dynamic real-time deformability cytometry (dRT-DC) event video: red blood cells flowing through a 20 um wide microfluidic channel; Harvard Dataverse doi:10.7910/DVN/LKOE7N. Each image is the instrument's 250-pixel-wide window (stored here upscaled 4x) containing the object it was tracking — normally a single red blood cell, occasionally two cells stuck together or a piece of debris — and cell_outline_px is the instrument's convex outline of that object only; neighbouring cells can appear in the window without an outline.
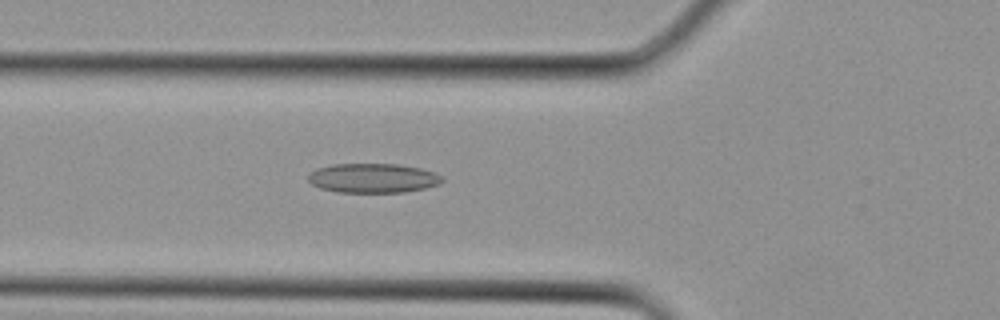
{"species": "Egyptian fruit bat (a non-hibernating species)", "species_latin": "Rousettus aegyptiacus", "temperature_condition": "cold", "stored_images_in_passage": 15, "camera_frame_rate_fps": 3000, "um_per_image_px": 0.085, "animal": {"sex": "female"}, "frame": {"image": 1, "passage_image": 11, "time_ms": 3.333, "image_size_px": [1000, 320], "cell_outline_px": [[444, 180], [440, 184], [424, 188], [404, 192], [336, 192], [320, 188], [312, 184], [308, 180], [308, 176], [316, 168], [332, 164], [400, 164], [420, 168], [444, 176]], "centroid_in_image_um": [31.71, 15.14], "position_along_channel_um": 94.1, "area_um2": 23.0}}
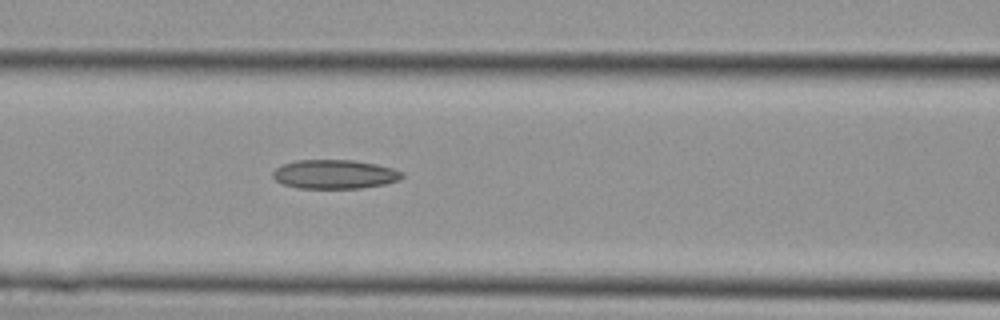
{"frame": {"image": 2, "passage_image": 13, "time_ms": 4.0, "image_size_px": [1000, 320], "cell_outline_px": [[404, 176], [396, 180], [384, 184], [360, 188], [296, 188], [284, 184], [276, 180], [272, 176], [272, 172], [276, 168], [284, 164], [296, 160], [356, 160], [376, 164], [392, 168], [404, 172]], "centroid_in_image_um": [28.44, 14.8], "position_along_channel_um": 138.2, "area_um2": 21.79}}
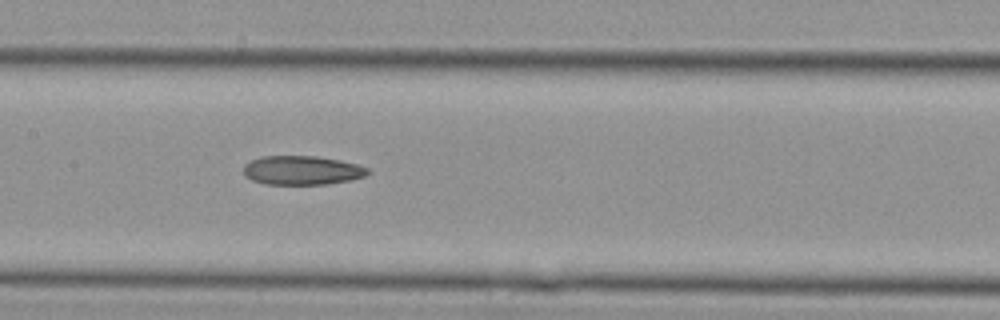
{"frame": {"image": 3, "passage_image": 15, "time_ms": 4.667, "image_size_px": [1000, 320], "cell_outline_px": [[372, 172], [364, 176], [352, 180], [328, 184], [264, 184], [252, 180], [244, 176], [244, 164], [260, 156], [316, 156], [340, 160], [356, 164], [368, 168]], "centroid_in_image_um": [25.68, 14.48], "position_along_channel_um": 181.7, "area_um2": 21.15}}